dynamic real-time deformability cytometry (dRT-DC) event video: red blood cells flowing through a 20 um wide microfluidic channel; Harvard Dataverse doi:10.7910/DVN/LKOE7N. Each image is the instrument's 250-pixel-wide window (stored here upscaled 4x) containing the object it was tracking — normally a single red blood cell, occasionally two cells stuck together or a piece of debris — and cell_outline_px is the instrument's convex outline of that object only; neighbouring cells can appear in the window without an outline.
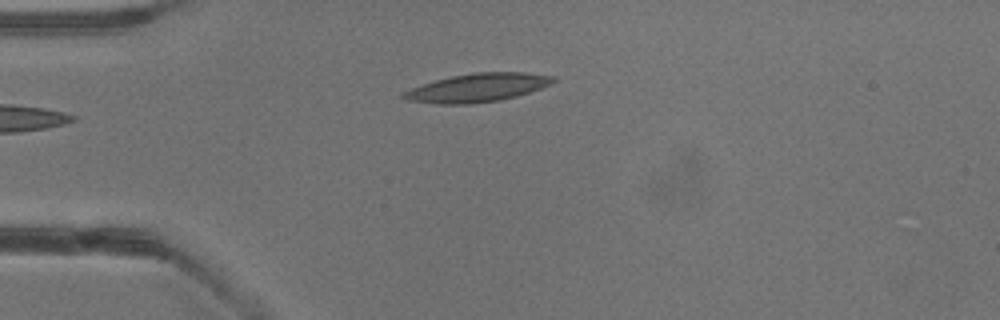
{"species": "common noctule bat (a hibernating species)", "species_latin": "Nyctalus noctula", "temperature_condition": "warm", "stored_images_in_passage": 3, "camera_frame_rate_fps": 3000, "um_per_image_px": 0.085, "animal": {"sex": "male", "body_mass_g": 13.3}, "frame": {"image": 1, "passage_image": 2, "time_ms": 1.333, "image_size_px": [1000, 320], "cell_outline_px": [[556, 80], [552, 84], [516, 96], [500, 100], [472, 104], [436, 104], [404, 100], [400, 96], [404, 92], [412, 88], [436, 80], [452, 76], [476, 72], [524, 72], [556, 76]], "centroid_in_image_um": [40.6, 7.46], "position_along_channel_um": 44.4, "area_um2": 24.8}}